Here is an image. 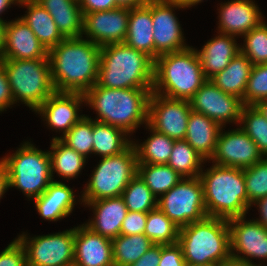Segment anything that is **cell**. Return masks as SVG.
Instances as JSON below:
<instances>
[{"label":"cell","mask_w":267,"mask_h":266,"mask_svg":"<svg viewBox=\"0 0 267 266\" xmlns=\"http://www.w3.org/2000/svg\"><path fill=\"white\" fill-rule=\"evenodd\" d=\"M101 46L83 38H65L48 51L56 92L83 93L97 83Z\"/></svg>","instance_id":"obj_1"},{"label":"cell","mask_w":267,"mask_h":266,"mask_svg":"<svg viewBox=\"0 0 267 266\" xmlns=\"http://www.w3.org/2000/svg\"><path fill=\"white\" fill-rule=\"evenodd\" d=\"M152 88H107L97 83L85 95V103L95 109L94 121L112 125L127 135L148 123V103Z\"/></svg>","instance_id":"obj_2"},{"label":"cell","mask_w":267,"mask_h":266,"mask_svg":"<svg viewBox=\"0 0 267 266\" xmlns=\"http://www.w3.org/2000/svg\"><path fill=\"white\" fill-rule=\"evenodd\" d=\"M154 60L125 43L101 46L97 84L107 88H152Z\"/></svg>","instance_id":"obj_3"},{"label":"cell","mask_w":267,"mask_h":266,"mask_svg":"<svg viewBox=\"0 0 267 266\" xmlns=\"http://www.w3.org/2000/svg\"><path fill=\"white\" fill-rule=\"evenodd\" d=\"M187 266H222L231 258L227 219L207 216L179 229Z\"/></svg>","instance_id":"obj_4"},{"label":"cell","mask_w":267,"mask_h":266,"mask_svg":"<svg viewBox=\"0 0 267 266\" xmlns=\"http://www.w3.org/2000/svg\"><path fill=\"white\" fill-rule=\"evenodd\" d=\"M206 80L196 49L192 46L161 54L154 61L152 92L156 94L190 100Z\"/></svg>","instance_id":"obj_5"},{"label":"cell","mask_w":267,"mask_h":266,"mask_svg":"<svg viewBox=\"0 0 267 266\" xmlns=\"http://www.w3.org/2000/svg\"><path fill=\"white\" fill-rule=\"evenodd\" d=\"M201 171L207 215L224 219L246 216L249 210L244 170L212 164Z\"/></svg>","instance_id":"obj_6"},{"label":"cell","mask_w":267,"mask_h":266,"mask_svg":"<svg viewBox=\"0 0 267 266\" xmlns=\"http://www.w3.org/2000/svg\"><path fill=\"white\" fill-rule=\"evenodd\" d=\"M7 74L15 103L20 101L35 111L56 92L49 59H0Z\"/></svg>","instance_id":"obj_7"},{"label":"cell","mask_w":267,"mask_h":266,"mask_svg":"<svg viewBox=\"0 0 267 266\" xmlns=\"http://www.w3.org/2000/svg\"><path fill=\"white\" fill-rule=\"evenodd\" d=\"M17 149L0 162L7 170L9 187L20 189L28 199H35L54 181L49 151L38 150L31 142H24Z\"/></svg>","instance_id":"obj_8"},{"label":"cell","mask_w":267,"mask_h":266,"mask_svg":"<svg viewBox=\"0 0 267 266\" xmlns=\"http://www.w3.org/2000/svg\"><path fill=\"white\" fill-rule=\"evenodd\" d=\"M137 165V153L133 143L118 155L103 157L92 171L80 200L90 202L121 196L137 174Z\"/></svg>","instance_id":"obj_9"},{"label":"cell","mask_w":267,"mask_h":266,"mask_svg":"<svg viewBox=\"0 0 267 266\" xmlns=\"http://www.w3.org/2000/svg\"><path fill=\"white\" fill-rule=\"evenodd\" d=\"M157 207L179 228L207 217L200 178L183 177L158 197Z\"/></svg>","instance_id":"obj_10"},{"label":"cell","mask_w":267,"mask_h":266,"mask_svg":"<svg viewBox=\"0 0 267 266\" xmlns=\"http://www.w3.org/2000/svg\"><path fill=\"white\" fill-rule=\"evenodd\" d=\"M74 238L75 227L32 238L22 233L17 239L25 249L27 266H69L74 264Z\"/></svg>","instance_id":"obj_11"},{"label":"cell","mask_w":267,"mask_h":266,"mask_svg":"<svg viewBox=\"0 0 267 266\" xmlns=\"http://www.w3.org/2000/svg\"><path fill=\"white\" fill-rule=\"evenodd\" d=\"M191 111L189 100L172 99L151 92L147 124L169 138L184 140Z\"/></svg>","instance_id":"obj_12"},{"label":"cell","mask_w":267,"mask_h":266,"mask_svg":"<svg viewBox=\"0 0 267 266\" xmlns=\"http://www.w3.org/2000/svg\"><path fill=\"white\" fill-rule=\"evenodd\" d=\"M189 101L192 111L206 115L221 127L228 122L239 123L245 106L241 98L223 92L210 79Z\"/></svg>","instance_id":"obj_13"},{"label":"cell","mask_w":267,"mask_h":266,"mask_svg":"<svg viewBox=\"0 0 267 266\" xmlns=\"http://www.w3.org/2000/svg\"><path fill=\"white\" fill-rule=\"evenodd\" d=\"M185 7L178 0H151L155 60L161 54L181 51L189 46L184 42L179 20L174 9Z\"/></svg>","instance_id":"obj_14"},{"label":"cell","mask_w":267,"mask_h":266,"mask_svg":"<svg viewBox=\"0 0 267 266\" xmlns=\"http://www.w3.org/2000/svg\"><path fill=\"white\" fill-rule=\"evenodd\" d=\"M220 130L210 161L226 167L245 169L261 161L264 156L256 143L240 127L227 132ZM225 132V133H224Z\"/></svg>","instance_id":"obj_15"},{"label":"cell","mask_w":267,"mask_h":266,"mask_svg":"<svg viewBox=\"0 0 267 266\" xmlns=\"http://www.w3.org/2000/svg\"><path fill=\"white\" fill-rule=\"evenodd\" d=\"M227 222L231 258L248 263H253L251 258L267 260V229L264 226L254 219L246 221L245 216L233 217Z\"/></svg>","instance_id":"obj_16"},{"label":"cell","mask_w":267,"mask_h":266,"mask_svg":"<svg viewBox=\"0 0 267 266\" xmlns=\"http://www.w3.org/2000/svg\"><path fill=\"white\" fill-rule=\"evenodd\" d=\"M130 8L118 7L108 11H97L83 15V34L98 46L124 43Z\"/></svg>","instance_id":"obj_17"},{"label":"cell","mask_w":267,"mask_h":266,"mask_svg":"<svg viewBox=\"0 0 267 266\" xmlns=\"http://www.w3.org/2000/svg\"><path fill=\"white\" fill-rule=\"evenodd\" d=\"M83 102V93L55 92L35 112L42 114L48 126L64 136L84 116L78 114Z\"/></svg>","instance_id":"obj_18"},{"label":"cell","mask_w":267,"mask_h":266,"mask_svg":"<svg viewBox=\"0 0 267 266\" xmlns=\"http://www.w3.org/2000/svg\"><path fill=\"white\" fill-rule=\"evenodd\" d=\"M1 59H49L48 51L21 19L6 21Z\"/></svg>","instance_id":"obj_19"},{"label":"cell","mask_w":267,"mask_h":266,"mask_svg":"<svg viewBox=\"0 0 267 266\" xmlns=\"http://www.w3.org/2000/svg\"><path fill=\"white\" fill-rule=\"evenodd\" d=\"M74 265L114 266L112 239L93 232L85 224L75 227Z\"/></svg>","instance_id":"obj_20"},{"label":"cell","mask_w":267,"mask_h":266,"mask_svg":"<svg viewBox=\"0 0 267 266\" xmlns=\"http://www.w3.org/2000/svg\"><path fill=\"white\" fill-rule=\"evenodd\" d=\"M218 32L231 36H243L257 27L263 16L253 0H231L219 8Z\"/></svg>","instance_id":"obj_21"},{"label":"cell","mask_w":267,"mask_h":266,"mask_svg":"<svg viewBox=\"0 0 267 266\" xmlns=\"http://www.w3.org/2000/svg\"><path fill=\"white\" fill-rule=\"evenodd\" d=\"M82 203L94 210V218L85 223L87 227L109 239H114L120 235L122 222L128 213L121 196Z\"/></svg>","instance_id":"obj_22"},{"label":"cell","mask_w":267,"mask_h":266,"mask_svg":"<svg viewBox=\"0 0 267 266\" xmlns=\"http://www.w3.org/2000/svg\"><path fill=\"white\" fill-rule=\"evenodd\" d=\"M218 34L206 42L201 50L196 49L206 79H211L224 70L233 57L240 52V45L235 43V36Z\"/></svg>","instance_id":"obj_23"},{"label":"cell","mask_w":267,"mask_h":266,"mask_svg":"<svg viewBox=\"0 0 267 266\" xmlns=\"http://www.w3.org/2000/svg\"><path fill=\"white\" fill-rule=\"evenodd\" d=\"M73 189L60 181H52L48 188L37 198V212L45 220L58 221L68 217L76 203Z\"/></svg>","instance_id":"obj_24"},{"label":"cell","mask_w":267,"mask_h":266,"mask_svg":"<svg viewBox=\"0 0 267 266\" xmlns=\"http://www.w3.org/2000/svg\"><path fill=\"white\" fill-rule=\"evenodd\" d=\"M124 43L145 53L155 61L151 0H147L142 6L130 9L128 31Z\"/></svg>","instance_id":"obj_25"},{"label":"cell","mask_w":267,"mask_h":266,"mask_svg":"<svg viewBox=\"0 0 267 266\" xmlns=\"http://www.w3.org/2000/svg\"><path fill=\"white\" fill-rule=\"evenodd\" d=\"M221 128L206 115L191 111L184 140L207 161L214 154Z\"/></svg>","instance_id":"obj_26"},{"label":"cell","mask_w":267,"mask_h":266,"mask_svg":"<svg viewBox=\"0 0 267 266\" xmlns=\"http://www.w3.org/2000/svg\"><path fill=\"white\" fill-rule=\"evenodd\" d=\"M53 18L64 38H79L83 33V14L78 0H36Z\"/></svg>","instance_id":"obj_27"},{"label":"cell","mask_w":267,"mask_h":266,"mask_svg":"<svg viewBox=\"0 0 267 266\" xmlns=\"http://www.w3.org/2000/svg\"><path fill=\"white\" fill-rule=\"evenodd\" d=\"M18 4L27 7V14L20 18L30 27L47 51L65 39L53 18L36 0H19Z\"/></svg>","instance_id":"obj_28"},{"label":"cell","mask_w":267,"mask_h":266,"mask_svg":"<svg viewBox=\"0 0 267 266\" xmlns=\"http://www.w3.org/2000/svg\"><path fill=\"white\" fill-rule=\"evenodd\" d=\"M252 67V62L240 51L224 70L210 80L223 92L241 98L244 103V93Z\"/></svg>","instance_id":"obj_29"},{"label":"cell","mask_w":267,"mask_h":266,"mask_svg":"<svg viewBox=\"0 0 267 266\" xmlns=\"http://www.w3.org/2000/svg\"><path fill=\"white\" fill-rule=\"evenodd\" d=\"M126 134L112 125L93 120L92 153L100 158L122 153L133 143Z\"/></svg>","instance_id":"obj_30"},{"label":"cell","mask_w":267,"mask_h":266,"mask_svg":"<svg viewBox=\"0 0 267 266\" xmlns=\"http://www.w3.org/2000/svg\"><path fill=\"white\" fill-rule=\"evenodd\" d=\"M50 147L52 178L53 172L68 180L80 174L86 163V158L82 154L68 147L60 139H53Z\"/></svg>","instance_id":"obj_31"},{"label":"cell","mask_w":267,"mask_h":266,"mask_svg":"<svg viewBox=\"0 0 267 266\" xmlns=\"http://www.w3.org/2000/svg\"><path fill=\"white\" fill-rule=\"evenodd\" d=\"M154 243L143 233L118 235L112 239L114 266H129L135 263Z\"/></svg>","instance_id":"obj_32"},{"label":"cell","mask_w":267,"mask_h":266,"mask_svg":"<svg viewBox=\"0 0 267 266\" xmlns=\"http://www.w3.org/2000/svg\"><path fill=\"white\" fill-rule=\"evenodd\" d=\"M146 127L152 132L151 136L141 144L132 141L136 149L138 163L167 164L175 140L157 132L148 124Z\"/></svg>","instance_id":"obj_33"},{"label":"cell","mask_w":267,"mask_h":266,"mask_svg":"<svg viewBox=\"0 0 267 266\" xmlns=\"http://www.w3.org/2000/svg\"><path fill=\"white\" fill-rule=\"evenodd\" d=\"M137 174L157 198L168 192L183 178L167 164L138 163Z\"/></svg>","instance_id":"obj_34"},{"label":"cell","mask_w":267,"mask_h":266,"mask_svg":"<svg viewBox=\"0 0 267 266\" xmlns=\"http://www.w3.org/2000/svg\"><path fill=\"white\" fill-rule=\"evenodd\" d=\"M205 161L186 140H175L167 165L183 177H199Z\"/></svg>","instance_id":"obj_35"},{"label":"cell","mask_w":267,"mask_h":266,"mask_svg":"<svg viewBox=\"0 0 267 266\" xmlns=\"http://www.w3.org/2000/svg\"><path fill=\"white\" fill-rule=\"evenodd\" d=\"M179 227L158 207L147 213L144 234L154 244H174L178 242Z\"/></svg>","instance_id":"obj_36"},{"label":"cell","mask_w":267,"mask_h":266,"mask_svg":"<svg viewBox=\"0 0 267 266\" xmlns=\"http://www.w3.org/2000/svg\"><path fill=\"white\" fill-rule=\"evenodd\" d=\"M121 197L128 211L148 213L157 208L158 198L152 193L138 174H136L125 187Z\"/></svg>","instance_id":"obj_37"},{"label":"cell","mask_w":267,"mask_h":266,"mask_svg":"<svg viewBox=\"0 0 267 266\" xmlns=\"http://www.w3.org/2000/svg\"><path fill=\"white\" fill-rule=\"evenodd\" d=\"M239 124L256 143L260 153L267 157V119L262 112L255 105H245Z\"/></svg>","instance_id":"obj_38"},{"label":"cell","mask_w":267,"mask_h":266,"mask_svg":"<svg viewBox=\"0 0 267 266\" xmlns=\"http://www.w3.org/2000/svg\"><path fill=\"white\" fill-rule=\"evenodd\" d=\"M87 158L93 149V120L84 116L64 135L54 137Z\"/></svg>","instance_id":"obj_39"},{"label":"cell","mask_w":267,"mask_h":266,"mask_svg":"<svg viewBox=\"0 0 267 266\" xmlns=\"http://www.w3.org/2000/svg\"><path fill=\"white\" fill-rule=\"evenodd\" d=\"M244 45L240 51L253 65L267 64V24L262 21L257 27L242 36Z\"/></svg>","instance_id":"obj_40"},{"label":"cell","mask_w":267,"mask_h":266,"mask_svg":"<svg viewBox=\"0 0 267 266\" xmlns=\"http://www.w3.org/2000/svg\"><path fill=\"white\" fill-rule=\"evenodd\" d=\"M243 170L248 206L251 208L255 201L267 196V157Z\"/></svg>","instance_id":"obj_41"},{"label":"cell","mask_w":267,"mask_h":266,"mask_svg":"<svg viewBox=\"0 0 267 266\" xmlns=\"http://www.w3.org/2000/svg\"><path fill=\"white\" fill-rule=\"evenodd\" d=\"M267 99V64L253 65L244 93V105Z\"/></svg>","instance_id":"obj_42"},{"label":"cell","mask_w":267,"mask_h":266,"mask_svg":"<svg viewBox=\"0 0 267 266\" xmlns=\"http://www.w3.org/2000/svg\"><path fill=\"white\" fill-rule=\"evenodd\" d=\"M0 266H27L25 249L18 239L0 253Z\"/></svg>","instance_id":"obj_43"},{"label":"cell","mask_w":267,"mask_h":266,"mask_svg":"<svg viewBox=\"0 0 267 266\" xmlns=\"http://www.w3.org/2000/svg\"><path fill=\"white\" fill-rule=\"evenodd\" d=\"M146 221L147 213L128 211L125 219L122 222L120 234H143L146 226Z\"/></svg>","instance_id":"obj_44"},{"label":"cell","mask_w":267,"mask_h":266,"mask_svg":"<svg viewBox=\"0 0 267 266\" xmlns=\"http://www.w3.org/2000/svg\"><path fill=\"white\" fill-rule=\"evenodd\" d=\"M159 266H187L181 245L174 244L161 245V257Z\"/></svg>","instance_id":"obj_45"},{"label":"cell","mask_w":267,"mask_h":266,"mask_svg":"<svg viewBox=\"0 0 267 266\" xmlns=\"http://www.w3.org/2000/svg\"><path fill=\"white\" fill-rule=\"evenodd\" d=\"M82 14L118 8L115 0H78Z\"/></svg>","instance_id":"obj_46"},{"label":"cell","mask_w":267,"mask_h":266,"mask_svg":"<svg viewBox=\"0 0 267 266\" xmlns=\"http://www.w3.org/2000/svg\"><path fill=\"white\" fill-rule=\"evenodd\" d=\"M13 104L14 100L11 94L7 74L0 62V112L4 110L6 111L7 107L10 108Z\"/></svg>","instance_id":"obj_47"},{"label":"cell","mask_w":267,"mask_h":266,"mask_svg":"<svg viewBox=\"0 0 267 266\" xmlns=\"http://www.w3.org/2000/svg\"><path fill=\"white\" fill-rule=\"evenodd\" d=\"M161 244L151 246L135 263L129 266H159Z\"/></svg>","instance_id":"obj_48"},{"label":"cell","mask_w":267,"mask_h":266,"mask_svg":"<svg viewBox=\"0 0 267 266\" xmlns=\"http://www.w3.org/2000/svg\"><path fill=\"white\" fill-rule=\"evenodd\" d=\"M254 204L259 208L258 212H260V218L255 219V221L259 222L267 229V196L258 199L253 205Z\"/></svg>","instance_id":"obj_49"},{"label":"cell","mask_w":267,"mask_h":266,"mask_svg":"<svg viewBox=\"0 0 267 266\" xmlns=\"http://www.w3.org/2000/svg\"><path fill=\"white\" fill-rule=\"evenodd\" d=\"M9 187V178L7 170L4 165L0 162V199L6 193Z\"/></svg>","instance_id":"obj_50"},{"label":"cell","mask_w":267,"mask_h":266,"mask_svg":"<svg viewBox=\"0 0 267 266\" xmlns=\"http://www.w3.org/2000/svg\"><path fill=\"white\" fill-rule=\"evenodd\" d=\"M147 0H115L118 7L136 8L142 6Z\"/></svg>","instance_id":"obj_51"},{"label":"cell","mask_w":267,"mask_h":266,"mask_svg":"<svg viewBox=\"0 0 267 266\" xmlns=\"http://www.w3.org/2000/svg\"><path fill=\"white\" fill-rule=\"evenodd\" d=\"M222 266H259V265H256L254 263L243 262V261H239V260H235L233 258H230Z\"/></svg>","instance_id":"obj_52"},{"label":"cell","mask_w":267,"mask_h":266,"mask_svg":"<svg viewBox=\"0 0 267 266\" xmlns=\"http://www.w3.org/2000/svg\"><path fill=\"white\" fill-rule=\"evenodd\" d=\"M19 0H0V14L3 13L7 8L11 7V5L18 4ZM0 20H3L0 17Z\"/></svg>","instance_id":"obj_53"},{"label":"cell","mask_w":267,"mask_h":266,"mask_svg":"<svg viewBox=\"0 0 267 266\" xmlns=\"http://www.w3.org/2000/svg\"><path fill=\"white\" fill-rule=\"evenodd\" d=\"M5 21L6 20H0V59L4 49V28L6 23Z\"/></svg>","instance_id":"obj_54"},{"label":"cell","mask_w":267,"mask_h":266,"mask_svg":"<svg viewBox=\"0 0 267 266\" xmlns=\"http://www.w3.org/2000/svg\"><path fill=\"white\" fill-rule=\"evenodd\" d=\"M255 106L262 112V114L267 119V99L259 101Z\"/></svg>","instance_id":"obj_55"},{"label":"cell","mask_w":267,"mask_h":266,"mask_svg":"<svg viewBox=\"0 0 267 266\" xmlns=\"http://www.w3.org/2000/svg\"><path fill=\"white\" fill-rule=\"evenodd\" d=\"M185 8H190L203 0H178Z\"/></svg>","instance_id":"obj_56"}]
</instances>
